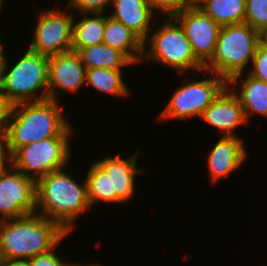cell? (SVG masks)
I'll list each match as a JSON object with an SVG mask.
<instances>
[{"label":"cell","instance_id":"12","mask_svg":"<svg viewBox=\"0 0 267 266\" xmlns=\"http://www.w3.org/2000/svg\"><path fill=\"white\" fill-rule=\"evenodd\" d=\"M86 68L75 51H68L49 57L48 89L49 99L58 101L63 90L77 92L85 85Z\"/></svg>","mask_w":267,"mask_h":266},{"label":"cell","instance_id":"32","mask_svg":"<svg viewBox=\"0 0 267 266\" xmlns=\"http://www.w3.org/2000/svg\"><path fill=\"white\" fill-rule=\"evenodd\" d=\"M2 39H0V79H1V77H2V75H3V72H4V70H5V68H6V65H7V59L5 58V51L3 50L4 48V46H3V44H2V41H1Z\"/></svg>","mask_w":267,"mask_h":266},{"label":"cell","instance_id":"36","mask_svg":"<svg viewBox=\"0 0 267 266\" xmlns=\"http://www.w3.org/2000/svg\"><path fill=\"white\" fill-rule=\"evenodd\" d=\"M2 5H3V0H0V10L2 8Z\"/></svg>","mask_w":267,"mask_h":266},{"label":"cell","instance_id":"16","mask_svg":"<svg viewBox=\"0 0 267 266\" xmlns=\"http://www.w3.org/2000/svg\"><path fill=\"white\" fill-rule=\"evenodd\" d=\"M111 5L114 11L110 17L123 23L144 42L148 31H152L150 23L155 15L147 0H112Z\"/></svg>","mask_w":267,"mask_h":266},{"label":"cell","instance_id":"29","mask_svg":"<svg viewBox=\"0 0 267 266\" xmlns=\"http://www.w3.org/2000/svg\"><path fill=\"white\" fill-rule=\"evenodd\" d=\"M10 105L6 102L3 93L0 89V134L3 130L4 124L6 122Z\"/></svg>","mask_w":267,"mask_h":266},{"label":"cell","instance_id":"17","mask_svg":"<svg viewBox=\"0 0 267 266\" xmlns=\"http://www.w3.org/2000/svg\"><path fill=\"white\" fill-rule=\"evenodd\" d=\"M102 43L122 52L134 64L142 60L143 41L123 23L110 16H106Z\"/></svg>","mask_w":267,"mask_h":266},{"label":"cell","instance_id":"8","mask_svg":"<svg viewBox=\"0 0 267 266\" xmlns=\"http://www.w3.org/2000/svg\"><path fill=\"white\" fill-rule=\"evenodd\" d=\"M187 82L173 92L172 97L160 114L161 121L168 119H187L199 117L202 112L227 86V82L219 75Z\"/></svg>","mask_w":267,"mask_h":266},{"label":"cell","instance_id":"6","mask_svg":"<svg viewBox=\"0 0 267 266\" xmlns=\"http://www.w3.org/2000/svg\"><path fill=\"white\" fill-rule=\"evenodd\" d=\"M164 21L158 30L148 35V40H144L142 59L159 62L180 74L193 69L202 72L204 65L195 57L180 24L173 17H167ZM147 41L150 45L146 49Z\"/></svg>","mask_w":267,"mask_h":266},{"label":"cell","instance_id":"35","mask_svg":"<svg viewBox=\"0 0 267 266\" xmlns=\"http://www.w3.org/2000/svg\"><path fill=\"white\" fill-rule=\"evenodd\" d=\"M68 266H85V265H83V264L80 265V264H76V263L75 264L74 263H69ZM86 266H101V265H99V264H96V265L95 264H92V265H86Z\"/></svg>","mask_w":267,"mask_h":266},{"label":"cell","instance_id":"5","mask_svg":"<svg viewBox=\"0 0 267 266\" xmlns=\"http://www.w3.org/2000/svg\"><path fill=\"white\" fill-rule=\"evenodd\" d=\"M48 64V56L41 55L29 48L11 69L7 62L0 79V89L6 102L12 106L22 102H38L49 99ZM40 89L43 90L42 93L36 94L40 92Z\"/></svg>","mask_w":267,"mask_h":266},{"label":"cell","instance_id":"34","mask_svg":"<svg viewBox=\"0 0 267 266\" xmlns=\"http://www.w3.org/2000/svg\"><path fill=\"white\" fill-rule=\"evenodd\" d=\"M260 43L267 48V28L260 33Z\"/></svg>","mask_w":267,"mask_h":266},{"label":"cell","instance_id":"14","mask_svg":"<svg viewBox=\"0 0 267 266\" xmlns=\"http://www.w3.org/2000/svg\"><path fill=\"white\" fill-rule=\"evenodd\" d=\"M230 90L226 86L200 116L207 124L223 130V136H237L234 130L247 123L239 99Z\"/></svg>","mask_w":267,"mask_h":266},{"label":"cell","instance_id":"27","mask_svg":"<svg viewBox=\"0 0 267 266\" xmlns=\"http://www.w3.org/2000/svg\"><path fill=\"white\" fill-rule=\"evenodd\" d=\"M152 10L164 12L167 17H173L187 9V0H147Z\"/></svg>","mask_w":267,"mask_h":266},{"label":"cell","instance_id":"33","mask_svg":"<svg viewBox=\"0 0 267 266\" xmlns=\"http://www.w3.org/2000/svg\"><path fill=\"white\" fill-rule=\"evenodd\" d=\"M208 0H187V9H200Z\"/></svg>","mask_w":267,"mask_h":266},{"label":"cell","instance_id":"4","mask_svg":"<svg viewBox=\"0 0 267 266\" xmlns=\"http://www.w3.org/2000/svg\"><path fill=\"white\" fill-rule=\"evenodd\" d=\"M260 44V32L243 22L222 26L213 57L202 71L222 77L227 86L237 84ZM251 60V61H250Z\"/></svg>","mask_w":267,"mask_h":266},{"label":"cell","instance_id":"22","mask_svg":"<svg viewBox=\"0 0 267 266\" xmlns=\"http://www.w3.org/2000/svg\"><path fill=\"white\" fill-rule=\"evenodd\" d=\"M220 27L244 22L246 0H208L200 8Z\"/></svg>","mask_w":267,"mask_h":266},{"label":"cell","instance_id":"18","mask_svg":"<svg viewBox=\"0 0 267 266\" xmlns=\"http://www.w3.org/2000/svg\"><path fill=\"white\" fill-rule=\"evenodd\" d=\"M242 82L238 92L233 90L244 110L247 122L251 114H259L267 118V83L249 74Z\"/></svg>","mask_w":267,"mask_h":266},{"label":"cell","instance_id":"24","mask_svg":"<svg viewBox=\"0 0 267 266\" xmlns=\"http://www.w3.org/2000/svg\"><path fill=\"white\" fill-rule=\"evenodd\" d=\"M244 22L262 32L267 28V0H246Z\"/></svg>","mask_w":267,"mask_h":266},{"label":"cell","instance_id":"9","mask_svg":"<svg viewBox=\"0 0 267 266\" xmlns=\"http://www.w3.org/2000/svg\"><path fill=\"white\" fill-rule=\"evenodd\" d=\"M73 22L74 17L62 9L44 11L33 28L29 49L48 57L71 51Z\"/></svg>","mask_w":267,"mask_h":266},{"label":"cell","instance_id":"15","mask_svg":"<svg viewBox=\"0 0 267 266\" xmlns=\"http://www.w3.org/2000/svg\"><path fill=\"white\" fill-rule=\"evenodd\" d=\"M246 155L242 138L222 135L208 153V172L213 183L238 170Z\"/></svg>","mask_w":267,"mask_h":266},{"label":"cell","instance_id":"13","mask_svg":"<svg viewBox=\"0 0 267 266\" xmlns=\"http://www.w3.org/2000/svg\"><path fill=\"white\" fill-rule=\"evenodd\" d=\"M138 152L126 159L117 154V156H108L96 161L108 176L109 203L120 202L121 204L127 202L133 196L135 176L144 173V169L138 168L136 164Z\"/></svg>","mask_w":267,"mask_h":266},{"label":"cell","instance_id":"10","mask_svg":"<svg viewBox=\"0 0 267 266\" xmlns=\"http://www.w3.org/2000/svg\"><path fill=\"white\" fill-rule=\"evenodd\" d=\"M36 181L10 164L0 174V221L36 213Z\"/></svg>","mask_w":267,"mask_h":266},{"label":"cell","instance_id":"1","mask_svg":"<svg viewBox=\"0 0 267 266\" xmlns=\"http://www.w3.org/2000/svg\"><path fill=\"white\" fill-rule=\"evenodd\" d=\"M59 101L47 99L10 106L0 134L7 154L17 148L53 137H70L71 124L62 115Z\"/></svg>","mask_w":267,"mask_h":266},{"label":"cell","instance_id":"30","mask_svg":"<svg viewBox=\"0 0 267 266\" xmlns=\"http://www.w3.org/2000/svg\"><path fill=\"white\" fill-rule=\"evenodd\" d=\"M6 153L7 151L5 149L4 143L0 138V174L6 169V165L10 164L9 155Z\"/></svg>","mask_w":267,"mask_h":266},{"label":"cell","instance_id":"23","mask_svg":"<svg viewBox=\"0 0 267 266\" xmlns=\"http://www.w3.org/2000/svg\"><path fill=\"white\" fill-rule=\"evenodd\" d=\"M86 174L85 182L90 206L98 202H109L108 176L105 171L96 162H92Z\"/></svg>","mask_w":267,"mask_h":266},{"label":"cell","instance_id":"3","mask_svg":"<svg viewBox=\"0 0 267 266\" xmlns=\"http://www.w3.org/2000/svg\"><path fill=\"white\" fill-rule=\"evenodd\" d=\"M81 184L64 169L41 177L36 181V211L41 208L37 214L70 234L76 219L91 207L85 179Z\"/></svg>","mask_w":267,"mask_h":266},{"label":"cell","instance_id":"21","mask_svg":"<svg viewBox=\"0 0 267 266\" xmlns=\"http://www.w3.org/2000/svg\"><path fill=\"white\" fill-rule=\"evenodd\" d=\"M85 84L113 96L127 97L130 95V90L122 78V69H88L86 70Z\"/></svg>","mask_w":267,"mask_h":266},{"label":"cell","instance_id":"31","mask_svg":"<svg viewBox=\"0 0 267 266\" xmlns=\"http://www.w3.org/2000/svg\"><path fill=\"white\" fill-rule=\"evenodd\" d=\"M0 266H30L27 259H5L0 260Z\"/></svg>","mask_w":267,"mask_h":266},{"label":"cell","instance_id":"2","mask_svg":"<svg viewBox=\"0 0 267 266\" xmlns=\"http://www.w3.org/2000/svg\"><path fill=\"white\" fill-rule=\"evenodd\" d=\"M68 234L39 214L0 221V260L31 259L54 249Z\"/></svg>","mask_w":267,"mask_h":266},{"label":"cell","instance_id":"26","mask_svg":"<svg viewBox=\"0 0 267 266\" xmlns=\"http://www.w3.org/2000/svg\"><path fill=\"white\" fill-rule=\"evenodd\" d=\"M112 0H69L67 9H73L83 13H104L108 3L111 4Z\"/></svg>","mask_w":267,"mask_h":266},{"label":"cell","instance_id":"19","mask_svg":"<svg viewBox=\"0 0 267 266\" xmlns=\"http://www.w3.org/2000/svg\"><path fill=\"white\" fill-rule=\"evenodd\" d=\"M86 70L91 68L121 69L133 63L120 51L100 43L77 51Z\"/></svg>","mask_w":267,"mask_h":266},{"label":"cell","instance_id":"20","mask_svg":"<svg viewBox=\"0 0 267 266\" xmlns=\"http://www.w3.org/2000/svg\"><path fill=\"white\" fill-rule=\"evenodd\" d=\"M82 20L73 22L72 51L87 48L102 43L105 29L106 16L103 13H93L88 17L86 13ZM86 15V16H85Z\"/></svg>","mask_w":267,"mask_h":266},{"label":"cell","instance_id":"25","mask_svg":"<svg viewBox=\"0 0 267 266\" xmlns=\"http://www.w3.org/2000/svg\"><path fill=\"white\" fill-rule=\"evenodd\" d=\"M251 62L253 69L247 74L267 83V48L261 43L258 45Z\"/></svg>","mask_w":267,"mask_h":266},{"label":"cell","instance_id":"11","mask_svg":"<svg viewBox=\"0 0 267 266\" xmlns=\"http://www.w3.org/2000/svg\"><path fill=\"white\" fill-rule=\"evenodd\" d=\"M173 18L184 30L195 57L205 66L213 57L220 26L201 9H186Z\"/></svg>","mask_w":267,"mask_h":266},{"label":"cell","instance_id":"28","mask_svg":"<svg viewBox=\"0 0 267 266\" xmlns=\"http://www.w3.org/2000/svg\"><path fill=\"white\" fill-rule=\"evenodd\" d=\"M55 248L51 251L37 255L29 259L30 266H68L69 263L64 262L55 254Z\"/></svg>","mask_w":267,"mask_h":266},{"label":"cell","instance_id":"7","mask_svg":"<svg viewBox=\"0 0 267 266\" xmlns=\"http://www.w3.org/2000/svg\"><path fill=\"white\" fill-rule=\"evenodd\" d=\"M69 137H53L17 148L10 165L35 181L64 167L71 157ZM35 173V175H34Z\"/></svg>","mask_w":267,"mask_h":266}]
</instances>
